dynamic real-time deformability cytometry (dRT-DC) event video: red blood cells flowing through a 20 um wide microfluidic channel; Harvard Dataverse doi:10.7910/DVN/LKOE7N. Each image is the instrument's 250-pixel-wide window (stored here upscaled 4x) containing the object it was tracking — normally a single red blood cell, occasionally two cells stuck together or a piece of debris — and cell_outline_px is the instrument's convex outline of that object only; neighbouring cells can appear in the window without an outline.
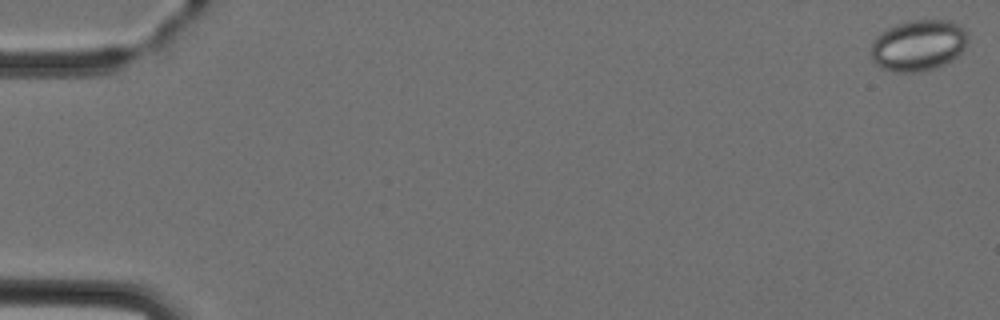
{"species": "Egyptian fruit bat (a non-hibernating species)", "species_latin": "Rousettus aegyptiacus", "temperature_condition": "cold", "stored_images_in_passage": 5, "camera_frame_rate_fps": 3000, "um_per_image_px": 0.085, "animal": {"sex": "female"}, "frame": {"image": 1, "passage_image": 1, "time_ms": 0.0, "image_size_px": [1000, 320], "cell_outline_px": [[968, 40], [960, 56], [936, 68], [920, 72], [892, 72], [880, 68], [872, 60], [872, 40], [880, 32], [896, 24], [908, 20], [948, 20], [960, 24], [968, 32]], "centroid_in_image_um": [78.08, 3.85], "position_along_channel_um": 6.9, "area_um2": 29.42}}